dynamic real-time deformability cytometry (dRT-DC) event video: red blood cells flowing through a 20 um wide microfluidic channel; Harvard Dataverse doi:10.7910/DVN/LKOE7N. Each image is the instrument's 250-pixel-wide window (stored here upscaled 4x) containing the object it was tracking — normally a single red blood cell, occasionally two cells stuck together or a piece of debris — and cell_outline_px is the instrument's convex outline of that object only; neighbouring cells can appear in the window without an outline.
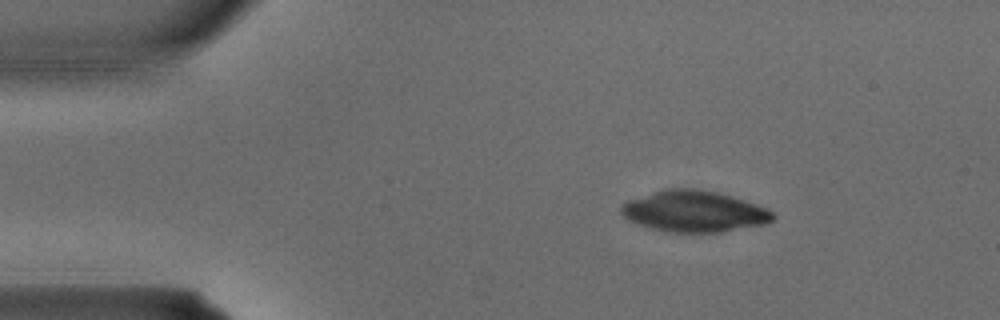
{"species": "common noctule bat (a hibernating species)", "species_latin": "Nyctalus noctula", "temperature_condition": "warm", "stored_images_in_passage": 2, "camera_frame_rate_fps": 3000, "um_per_image_px": 0.085, "animal": {"sex": "male", "body_mass_g": 15.6}, "frame": {"image": 1, "passage_image": 1, "time_ms": 0.0, "image_size_px": [1000, 320], "cell_outline_px": [[776, 216], [772, 220], [764, 224], [720, 232], [664, 232], [628, 220], [620, 212], [620, 204], [628, 200], [664, 188], [696, 188], [720, 192], [768, 208]], "centroid_in_image_um": [58.99, 17.95], "position_along_channel_um": 26.0, "area_um2": 36.59}}